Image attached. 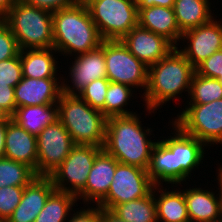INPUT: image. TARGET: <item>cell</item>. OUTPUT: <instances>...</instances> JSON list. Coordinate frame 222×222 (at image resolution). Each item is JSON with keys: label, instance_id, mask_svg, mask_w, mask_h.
I'll return each mask as SVG.
<instances>
[{"label": "cell", "instance_id": "cell-1", "mask_svg": "<svg viewBox=\"0 0 222 222\" xmlns=\"http://www.w3.org/2000/svg\"><path fill=\"white\" fill-rule=\"evenodd\" d=\"M172 125L174 136L157 140L152 149L147 172L154 185L162 182L176 186L181 184L204 158L205 144L196 137L185 134L174 123Z\"/></svg>", "mask_w": 222, "mask_h": 222}, {"label": "cell", "instance_id": "cell-2", "mask_svg": "<svg viewBox=\"0 0 222 222\" xmlns=\"http://www.w3.org/2000/svg\"><path fill=\"white\" fill-rule=\"evenodd\" d=\"M140 123L136 114L107 118L103 150L119 163L147 170L156 142L147 138L152 129L145 130Z\"/></svg>", "mask_w": 222, "mask_h": 222}, {"label": "cell", "instance_id": "cell-3", "mask_svg": "<svg viewBox=\"0 0 222 222\" xmlns=\"http://www.w3.org/2000/svg\"><path fill=\"white\" fill-rule=\"evenodd\" d=\"M195 68L178 50L173 48L165 57L148 67V84L143 93L149 113H154L161 106L178 94L190 92L191 80ZM162 104V105H161Z\"/></svg>", "mask_w": 222, "mask_h": 222}, {"label": "cell", "instance_id": "cell-4", "mask_svg": "<svg viewBox=\"0 0 222 222\" xmlns=\"http://www.w3.org/2000/svg\"><path fill=\"white\" fill-rule=\"evenodd\" d=\"M52 18L53 48L56 52L74 56L101 45L103 39L82 0L72 7L53 12Z\"/></svg>", "mask_w": 222, "mask_h": 222}, {"label": "cell", "instance_id": "cell-5", "mask_svg": "<svg viewBox=\"0 0 222 222\" xmlns=\"http://www.w3.org/2000/svg\"><path fill=\"white\" fill-rule=\"evenodd\" d=\"M58 120L70 134L75 145L102 147L105 142L107 117L92 108L78 95L62 93L58 102Z\"/></svg>", "mask_w": 222, "mask_h": 222}, {"label": "cell", "instance_id": "cell-6", "mask_svg": "<svg viewBox=\"0 0 222 222\" xmlns=\"http://www.w3.org/2000/svg\"><path fill=\"white\" fill-rule=\"evenodd\" d=\"M1 19L15 36L20 50L53 48L52 12L19 0Z\"/></svg>", "mask_w": 222, "mask_h": 222}, {"label": "cell", "instance_id": "cell-7", "mask_svg": "<svg viewBox=\"0 0 222 222\" xmlns=\"http://www.w3.org/2000/svg\"><path fill=\"white\" fill-rule=\"evenodd\" d=\"M103 40H121L138 25L134 0H82Z\"/></svg>", "mask_w": 222, "mask_h": 222}, {"label": "cell", "instance_id": "cell-8", "mask_svg": "<svg viewBox=\"0 0 222 222\" xmlns=\"http://www.w3.org/2000/svg\"><path fill=\"white\" fill-rule=\"evenodd\" d=\"M172 122L205 146L222 144V99L205 104H188Z\"/></svg>", "mask_w": 222, "mask_h": 222}, {"label": "cell", "instance_id": "cell-9", "mask_svg": "<svg viewBox=\"0 0 222 222\" xmlns=\"http://www.w3.org/2000/svg\"><path fill=\"white\" fill-rule=\"evenodd\" d=\"M104 56L106 78L110 82L132 88L143 87L146 91L148 67L137 59L121 40H104Z\"/></svg>", "mask_w": 222, "mask_h": 222}, {"label": "cell", "instance_id": "cell-10", "mask_svg": "<svg viewBox=\"0 0 222 222\" xmlns=\"http://www.w3.org/2000/svg\"><path fill=\"white\" fill-rule=\"evenodd\" d=\"M103 150L94 145H75L63 163L49 176L55 190L74 194L85 187L96 156ZM68 186V183L69 186Z\"/></svg>", "mask_w": 222, "mask_h": 222}, {"label": "cell", "instance_id": "cell-11", "mask_svg": "<svg viewBox=\"0 0 222 222\" xmlns=\"http://www.w3.org/2000/svg\"><path fill=\"white\" fill-rule=\"evenodd\" d=\"M153 187L147 170L118 163L107 195L96 205L111 210L115 205L144 198Z\"/></svg>", "mask_w": 222, "mask_h": 222}, {"label": "cell", "instance_id": "cell-12", "mask_svg": "<svg viewBox=\"0 0 222 222\" xmlns=\"http://www.w3.org/2000/svg\"><path fill=\"white\" fill-rule=\"evenodd\" d=\"M75 146L70 134L57 119L37 135V176H50Z\"/></svg>", "mask_w": 222, "mask_h": 222}, {"label": "cell", "instance_id": "cell-13", "mask_svg": "<svg viewBox=\"0 0 222 222\" xmlns=\"http://www.w3.org/2000/svg\"><path fill=\"white\" fill-rule=\"evenodd\" d=\"M214 20L213 18L204 25L182 33L180 40L184 41L186 39L188 42L187 47L185 45L179 51L194 68L212 54L222 49V25L220 21Z\"/></svg>", "mask_w": 222, "mask_h": 222}, {"label": "cell", "instance_id": "cell-14", "mask_svg": "<svg viewBox=\"0 0 222 222\" xmlns=\"http://www.w3.org/2000/svg\"><path fill=\"white\" fill-rule=\"evenodd\" d=\"M75 60L70 67L72 86L62 81V91L67 95H78L86 85L99 78H106V63L104 56V40L94 50L75 55ZM71 87V88H70Z\"/></svg>", "mask_w": 222, "mask_h": 222}, {"label": "cell", "instance_id": "cell-15", "mask_svg": "<svg viewBox=\"0 0 222 222\" xmlns=\"http://www.w3.org/2000/svg\"><path fill=\"white\" fill-rule=\"evenodd\" d=\"M128 50L147 67L165 57L175 46L164 36L137 25L122 39Z\"/></svg>", "mask_w": 222, "mask_h": 222}, {"label": "cell", "instance_id": "cell-16", "mask_svg": "<svg viewBox=\"0 0 222 222\" xmlns=\"http://www.w3.org/2000/svg\"><path fill=\"white\" fill-rule=\"evenodd\" d=\"M59 78H27L14 88L16 108L22 106H38L46 104H57L62 91V83Z\"/></svg>", "mask_w": 222, "mask_h": 222}, {"label": "cell", "instance_id": "cell-17", "mask_svg": "<svg viewBox=\"0 0 222 222\" xmlns=\"http://www.w3.org/2000/svg\"><path fill=\"white\" fill-rule=\"evenodd\" d=\"M54 190V184L49 176L35 177L24 187L21 201L8 221L34 222Z\"/></svg>", "mask_w": 222, "mask_h": 222}, {"label": "cell", "instance_id": "cell-18", "mask_svg": "<svg viewBox=\"0 0 222 222\" xmlns=\"http://www.w3.org/2000/svg\"><path fill=\"white\" fill-rule=\"evenodd\" d=\"M119 162L102 150L95 158L85 187L76 195L86 204L90 201L99 203L108 193L113 181L116 165Z\"/></svg>", "mask_w": 222, "mask_h": 222}, {"label": "cell", "instance_id": "cell-19", "mask_svg": "<svg viewBox=\"0 0 222 222\" xmlns=\"http://www.w3.org/2000/svg\"><path fill=\"white\" fill-rule=\"evenodd\" d=\"M4 157L26 164L37 175V136L30 134L14 120H8Z\"/></svg>", "mask_w": 222, "mask_h": 222}, {"label": "cell", "instance_id": "cell-20", "mask_svg": "<svg viewBox=\"0 0 222 222\" xmlns=\"http://www.w3.org/2000/svg\"><path fill=\"white\" fill-rule=\"evenodd\" d=\"M138 25L164 36L175 47H177V42H180L182 36L173 8L162 6L138 8Z\"/></svg>", "mask_w": 222, "mask_h": 222}, {"label": "cell", "instance_id": "cell-21", "mask_svg": "<svg viewBox=\"0 0 222 222\" xmlns=\"http://www.w3.org/2000/svg\"><path fill=\"white\" fill-rule=\"evenodd\" d=\"M190 222L222 221L218 197L214 192L199 188L184 190Z\"/></svg>", "mask_w": 222, "mask_h": 222}, {"label": "cell", "instance_id": "cell-22", "mask_svg": "<svg viewBox=\"0 0 222 222\" xmlns=\"http://www.w3.org/2000/svg\"><path fill=\"white\" fill-rule=\"evenodd\" d=\"M54 48L20 50L22 76L27 78H57V62L53 57Z\"/></svg>", "mask_w": 222, "mask_h": 222}, {"label": "cell", "instance_id": "cell-23", "mask_svg": "<svg viewBox=\"0 0 222 222\" xmlns=\"http://www.w3.org/2000/svg\"><path fill=\"white\" fill-rule=\"evenodd\" d=\"M11 119L37 136L47 125L58 119V105L46 104L38 106H22L16 108Z\"/></svg>", "mask_w": 222, "mask_h": 222}, {"label": "cell", "instance_id": "cell-24", "mask_svg": "<svg viewBox=\"0 0 222 222\" xmlns=\"http://www.w3.org/2000/svg\"><path fill=\"white\" fill-rule=\"evenodd\" d=\"M208 0H175L174 13L180 31L196 28L210 22L213 17Z\"/></svg>", "mask_w": 222, "mask_h": 222}, {"label": "cell", "instance_id": "cell-25", "mask_svg": "<svg viewBox=\"0 0 222 222\" xmlns=\"http://www.w3.org/2000/svg\"><path fill=\"white\" fill-rule=\"evenodd\" d=\"M158 187L159 196L155 198L158 222H190L184 191H166Z\"/></svg>", "mask_w": 222, "mask_h": 222}, {"label": "cell", "instance_id": "cell-26", "mask_svg": "<svg viewBox=\"0 0 222 222\" xmlns=\"http://www.w3.org/2000/svg\"><path fill=\"white\" fill-rule=\"evenodd\" d=\"M157 188L158 185H154L144 198L115 205L111 211L125 222H158L155 204Z\"/></svg>", "mask_w": 222, "mask_h": 222}, {"label": "cell", "instance_id": "cell-27", "mask_svg": "<svg viewBox=\"0 0 222 222\" xmlns=\"http://www.w3.org/2000/svg\"><path fill=\"white\" fill-rule=\"evenodd\" d=\"M75 202L77 197L74 194L54 190L34 222H65Z\"/></svg>", "mask_w": 222, "mask_h": 222}, {"label": "cell", "instance_id": "cell-28", "mask_svg": "<svg viewBox=\"0 0 222 222\" xmlns=\"http://www.w3.org/2000/svg\"><path fill=\"white\" fill-rule=\"evenodd\" d=\"M35 177V171L24 163L6 157L0 158V188L5 186L25 187Z\"/></svg>", "mask_w": 222, "mask_h": 222}, {"label": "cell", "instance_id": "cell-29", "mask_svg": "<svg viewBox=\"0 0 222 222\" xmlns=\"http://www.w3.org/2000/svg\"><path fill=\"white\" fill-rule=\"evenodd\" d=\"M132 88L125 84L110 82L106 97H105V106L101 112L107 117L112 116H129L136 114L135 112L125 110L124 106L128 105L129 99H131Z\"/></svg>", "mask_w": 222, "mask_h": 222}, {"label": "cell", "instance_id": "cell-30", "mask_svg": "<svg viewBox=\"0 0 222 222\" xmlns=\"http://www.w3.org/2000/svg\"><path fill=\"white\" fill-rule=\"evenodd\" d=\"M189 104H205L222 99V84L216 78L194 73L190 87Z\"/></svg>", "mask_w": 222, "mask_h": 222}, {"label": "cell", "instance_id": "cell-31", "mask_svg": "<svg viewBox=\"0 0 222 222\" xmlns=\"http://www.w3.org/2000/svg\"><path fill=\"white\" fill-rule=\"evenodd\" d=\"M110 81L99 78L86 85L78 96L92 108L101 111L105 106V97Z\"/></svg>", "mask_w": 222, "mask_h": 222}, {"label": "cell", "instance_id": "cell-32", "mask_svg": "<svg viewBox=\"0 0 222 222\" xmlns=\"http://www.w3.org/2000/svg\"><path fill=\"white\" fill-rule=\"evenodd\" d=\"M24 187L5 186L0 188V218L7 219L12 215L21 201Z\"/></svg>", "mask_w": 222, "mask_h": 222}, {"label": "cell", "instance_id": "cell-33", "mask_svg": "<svg viewBox=\"0 0 222 222\" xmlns=\"http://www.w3.org/2000/svg\"><path fill=\"white\" fill-rule=\"evenodd\" d=\"M22 77V66L19 53L11 59L0 61V83L15 88Z\"/></svg>", "mask_w": 222, "mask_h": 222}, {"label": "cell", "instance_id": "cell-34", "mask_svg": "<svg viewBox=\"0 0 222 222\" xmlns=\"http://www.w3.org/2000/svg\"><path fill=\"white\" fill-rule=\"evenodd\" d=\"M19 51L15 36L0 18V61L15 57Z\"/></svg>", "mask_w": 222, "mask_h": 222}, {"label": "cell", "instance_id": "cell-35", "mask_svg": "<svg viewBox=\"0 0 222 222\" xmlns=\"http://www.w3.org/2000/svg\"><path fill=\"white\" fill-rule=\"evenodd\" d=\"M195 71L199 75L218 79L222 75V49L201 62Z\"/></svg>", "mask_w": 222, "mask_h": 222}, {"label": "cell", "instance_id": "cell-36", "mask_svg": "<svg viewBox=\"0 0 222 222\" xmlns=\"http://www.w3.org/2000/svg\"><path fill=\"white\" fill-rule=\"evenodd\" d=\"M24 3L50 12L74 6L80 0H22Z\"/></svg>", "mask_w": 222, "mask_h": 222}, {"label": "cell", "instance_id": "cell-37", "mask_svg": "<svg viewBox=\"0 0 222 222\" xmlns=\"http://www.w3.org/2000/svg\"><path fill=\"white\" fill-rule=\"evenodd\" d=\"M67 222H101V207L80 209Z\"/></svg>", "mask_w": 222, "mask_h": 222}, {"label": "cell", "instance_id": "cell-38", "mask_svg": "<svg viewBox=\"0 0 222 222\" xmlns=\"http://www.w3.org/2000/svg\"><path fill=\"white\" fill-rule=\"evenodd\" d=\"M0 106L11 116L16 110L14 87L0 83Z\"/></svg>", "mask_w": 222, "mask_h": 222}, {"label": "cell", "instance_id": "cell-39", "mask_svg": "<svg viewBox=\"0 0 222 222\" xmlns=\"http://www.w3.org/2000/svg\"><path fill=\"white\" fill-rule=\"evenodd\" d=\"M138 8H147L151 6H162L173 8L175 0H134Z\"/></svg>", "mask_w": 222, "mask_h": 222}, {"label": "cell", "instance_id": "cell-40", "mask_svg": "<svg viewBox=\"0 0 222 222\" xmlns=\"http://www.w3.org/2000/svg\"><path fill=\"white\" fill-rule=\"evenodd\" d=\"M101 222H125L109 209L101 208Z\"/></svg>", "mask_w": 222, "mask_h": 222}, {"label": "cell", "instance_id": "cell-41", "mask_svg": "<svg viewBox=\"0 0 222 222\" xmlns=\"http://www.w3.org/2000/svg\"><path fill=\"white\" fill-rule=\"evenodd\" d=\"M8 121L0 122V158L5 154V137Z\"/></svg>", "mask_w": 222, "mask_h": 222}, {"label": "cell", "instance_id": "cell-42", "mask_svg": "<svg viewBox=\"0 0 222 222\" xmlns=\"http://www.w3.org/2000/svg\"><path fill=\"white\" fill-rule=\"evenodd\" d=\"M19 0H0V18H2Z\"/></svg>", "mask_w": 222, "mask_h": 222}, {"label": "cell", "instance_id": "cell-43", "mask_svg": "<svg viewBox=\"0 0 222 222\" xmlns=\"http://www.w3.org/2000/svg\"><path fill=\"white\" fill-rule=\"evenodd\" d=\"M217 171H219L218 172V185H220L219 187H220V193L218 194L219 195V197H218V201H219V205H220V212H221V216H222V167H221V165H220V167H219V169L217 170Z\"/></svg>", "mask_w": 222, "mask_h": 222}, {"label": "cell", "instance_id": "cell-44", "mask_svg": "<svg viewBox=\"0 0 222 222\" xmlns=\"http://www.w3.org/2000/svg\"><path fill=\"white\" fill-rule=\"evenodd\" d=\"M11 119V115L0 106V122L8 121Z\"/></svg>", "mask_w": 222, "mask_h": 222}, {"label": "cell", "instance_id": "cell-45", "mask_svg": "<svg viewBox=\"0 0 222 222\" xmlns=\"http://www.w3.org/2000/svg\"><path fill=\"white\" fill-rule=\"evenodd\" d=\"M0 222H9L7 219H1L0 218Z\"/></svg>", "mask_w": 222, "mask_h": 222}, {"label": "cell", "instance_id": "cell-46", "mask_svg": "<svg viewBox=\"0 0 222 222\" xmlns=\"http://www.w3.org/2000/svg\"><path fill=\"white\" fill-rule=\"evenodd\" d=\"M218 80L222 84V75L218 78Z\"/></svg>", "mask_w": 222, "mask_h": 222}]
</instances>
